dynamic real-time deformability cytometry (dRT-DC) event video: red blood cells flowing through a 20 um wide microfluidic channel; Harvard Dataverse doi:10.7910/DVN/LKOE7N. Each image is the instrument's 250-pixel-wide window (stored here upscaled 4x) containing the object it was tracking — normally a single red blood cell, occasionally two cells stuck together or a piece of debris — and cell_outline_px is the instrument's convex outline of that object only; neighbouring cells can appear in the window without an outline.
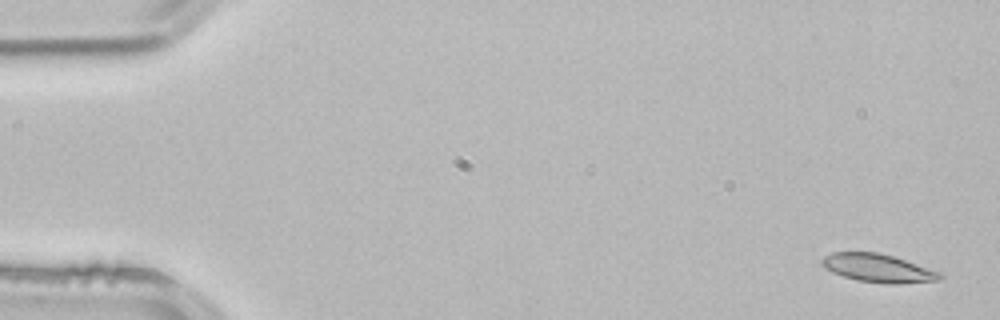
{"species": "common noctule bat (a hibernating species)", "species_latin": "Nyctalus noctula", "temperature_condition": "room temperature", "stored_images_in_passage": 4, "camera_frame_rate_fps": 3000, "um_per_image_px": 0.085, "animal": {"sex": "male", "body_mass_g": 21.5, "forearm_length_mm": 52.0}, "frame": {"image": 1, "passage_image": 1, "time_ms": 0.0, "image_size_px": [1000, 320], "cell_outline_px": [[944, 276], [940, 280], [896, 284], [892, 284], [856, 280], [832, 272], [820, 264], [820, 260], [824, 256], [832, 252], [880, 252], [940, 272]], "centroid_in_image_um": [74.6, 22.79], "position_along_channel_um": 10.4, "area_um2": 19.31}}
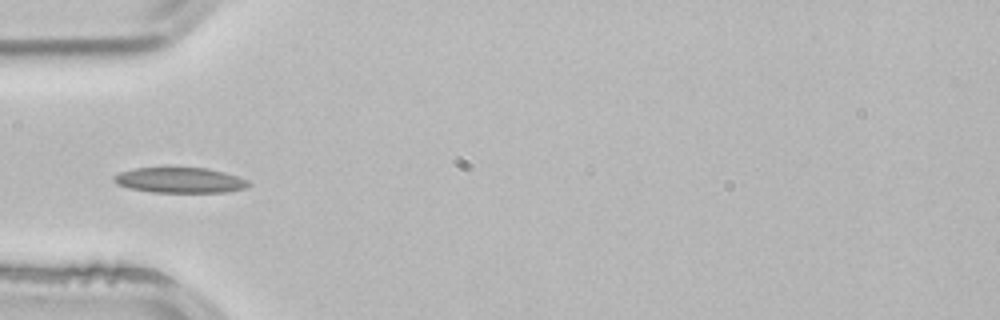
{"frame": {"image": 2, "passage_image": 4, "time_ms": 1.0, "image_size_px": [1000, 320], "cell_outline_px": [[252, 184], [244, 188], [224, 192], [152, 192], [128, 188], [116, 184], [112, 180], [112, 176], [120, 172], [136, 168], [164, 164], [208, 168], [224, 172], [248, 180]], "centroid_in_image_um": [15.22, 15.26], "position_along_channel_um": 69.8, "area_um2": 20.92}}